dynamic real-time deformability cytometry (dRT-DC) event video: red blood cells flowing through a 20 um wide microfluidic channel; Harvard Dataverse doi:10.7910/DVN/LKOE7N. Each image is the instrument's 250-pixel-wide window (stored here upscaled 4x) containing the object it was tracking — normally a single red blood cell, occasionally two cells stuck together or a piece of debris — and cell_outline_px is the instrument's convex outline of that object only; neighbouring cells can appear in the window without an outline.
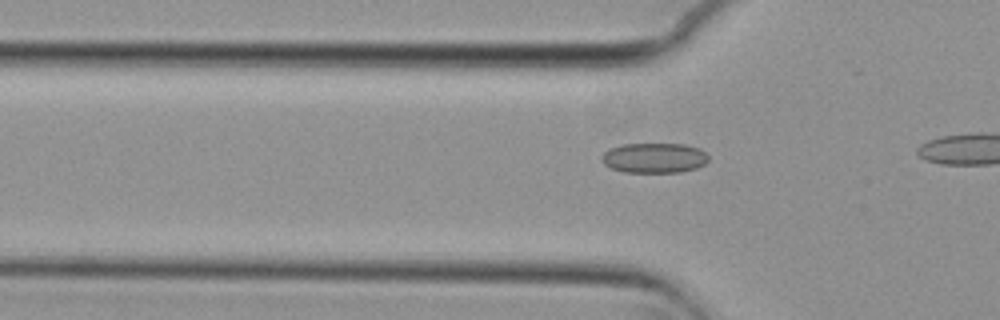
{"species": "common noctule bat (a hibernating species)", "species_latin": "Nyctalus noctula", "temperature_condition": "cold", "stored_images_in_passage": 8, "camera_frame_rate_fps": 3000, "um_per_image_px": 0.085, "animal": {"sex": "female", "body_mass_g": 29.2, "forearm_length_mm": 56.3}, "frame": {"image": 1, "passage_image": 6, "time_ms": 1.667, "image_size_px": [1000, 320], "cell_outline_px": [[708, 160], [704, 164], [696, 168], [680, 172], [624, 172], [612, 168], [604, 164], [600, 160], [600, 156], [604, 152], [612, 148], [624, 144], [684, 144], [700, 148], [708, 156]], "centroid_in_image_um": [55.6, 13.42], "position_along_channel_um": 70.2, "area_um2": 18.67}}